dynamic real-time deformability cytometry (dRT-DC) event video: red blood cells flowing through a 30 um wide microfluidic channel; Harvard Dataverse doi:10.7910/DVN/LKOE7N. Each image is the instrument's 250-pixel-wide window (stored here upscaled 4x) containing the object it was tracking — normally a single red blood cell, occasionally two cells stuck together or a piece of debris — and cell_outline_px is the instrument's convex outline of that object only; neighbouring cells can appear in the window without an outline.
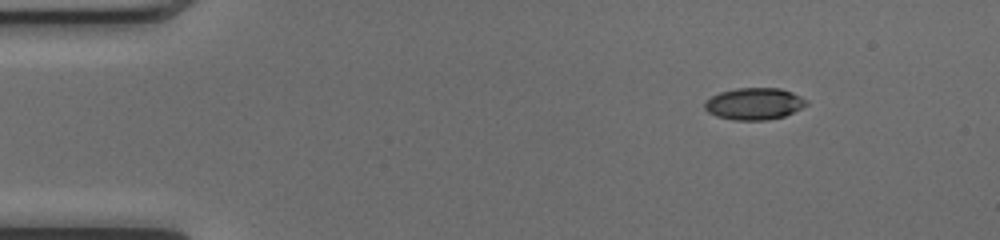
{"species": "common noctule bat (a hibernating species)", "species_latin": "Nyctalus noctula", "temperature_condition": "cold", "stored_images_in_passage": 45, "camera_frame_rate_fps": 3000, "um_per_image_px": 0.085, "animal": {"sex": "female", "body_mass_g": 17.0, "forearm_length_mm": 48.0}, "frame": {"image": 1, "passage_image": 1, "time_ms": 0.0, "image_size_px": [1000, 240], "cell_outline_px": [[808, 104], [784, 116], [764, 120], [732, 120], [716, 116], [708, 112], [704, 108], [704, 100], [720, 92], [736, 88], [780, 88], [792, 92], [808, 100]], "centroid_in_image_um": [64.08, 8.81], "position_along_channel_um": 20.9, "area_um2": 18.9}}
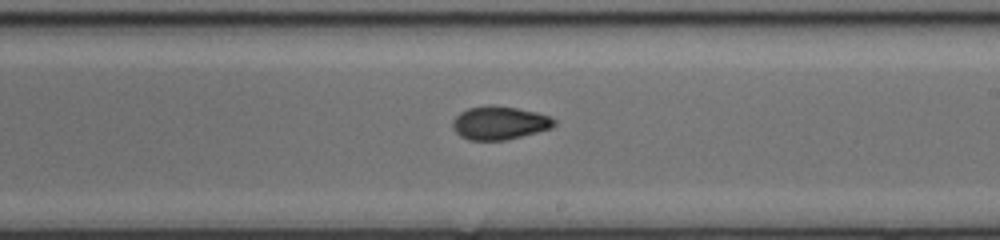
{"frame": {"image": 2, "passage_image": 24, "time_ms": 7.667, "image_size_px": [1000, 240], "cell_outline_px": [[556, 124], [552, 128], [504, 140], [468, 140], [460, 136], [452, 128], [452, 120], [460, 112], [468, 108], [488, 104], [492, 104], [516, 108], [536, 112], [548, 116], [556, 120]], "centroid_in_image_um": [42.42, 10.43], "position_along_channel_um": 246.6, "area_um2": 19.77}}
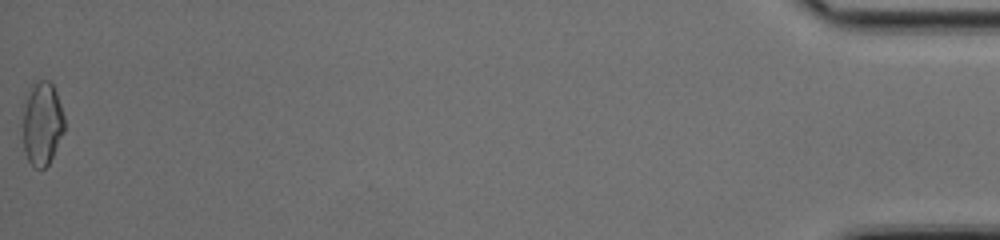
{"frame": {"image": 3, "passage_image": 45, "time_ms": 14.667, "image_size_px": [1000, 240], "cell_outline_px": [[64, 132], [48, 164], [44, 168], [36, 168], [28, 160], [24, 148], [24, 108], [32, 84], [40, 80], [48, 80], [52, 84], [56, 92], [64, 116]], "centroid_in_image_um": [3.6, 10.5], "position_along_channel_um": 431.6, "area_um2": 19.71}, "authors_computed_cell_mechanics": {"area_um2": 19.3052, "velocity_mm_per_s": 4.128, "shape_relaxation_time_tau1_ms": 6.8031, "shape_relaxation_time_tau2_ms": 3.581, "deformation_change_tau1": 0.1833, "deformation_change_tau2": 0.0773}}